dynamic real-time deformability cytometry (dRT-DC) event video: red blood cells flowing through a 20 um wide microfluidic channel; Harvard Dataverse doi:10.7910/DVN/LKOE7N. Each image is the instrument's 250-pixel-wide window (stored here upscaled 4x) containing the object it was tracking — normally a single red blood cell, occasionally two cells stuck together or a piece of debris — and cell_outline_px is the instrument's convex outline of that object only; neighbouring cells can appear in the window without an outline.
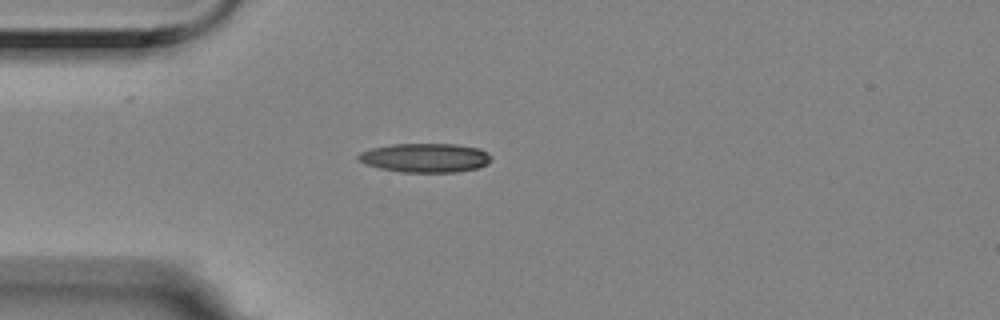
{"species": "Egyptian fruit bat (a non-hibernating species)", "species_latin": "Rousettus aegyptiacus", "temperature_condition": "room temperature", "stored_images_in_passage": 3, "camera_frame_rate_fps": 3000, "um_per_image_px": 0.085, "animal": {"sex": "female"}, "frame": {"image": 1, "passage_image": 3, "time_ms": 0.667, "image_size_px": [1000, 320], "cell_outline_px": [[492, 160], [488, 164], [480, 168], [456, 172], [400, 172], [380, 168], [364, 164], [356, 160], [356, 156], [360, 152], [372, 148], [392, 144], [456, 144], [480, 148], [488, 152], [492, 156]], "centroid_in_image_um": [36.17, 13.41], "position_along_channel_um": 48.8, "area_um2": 22.89}}